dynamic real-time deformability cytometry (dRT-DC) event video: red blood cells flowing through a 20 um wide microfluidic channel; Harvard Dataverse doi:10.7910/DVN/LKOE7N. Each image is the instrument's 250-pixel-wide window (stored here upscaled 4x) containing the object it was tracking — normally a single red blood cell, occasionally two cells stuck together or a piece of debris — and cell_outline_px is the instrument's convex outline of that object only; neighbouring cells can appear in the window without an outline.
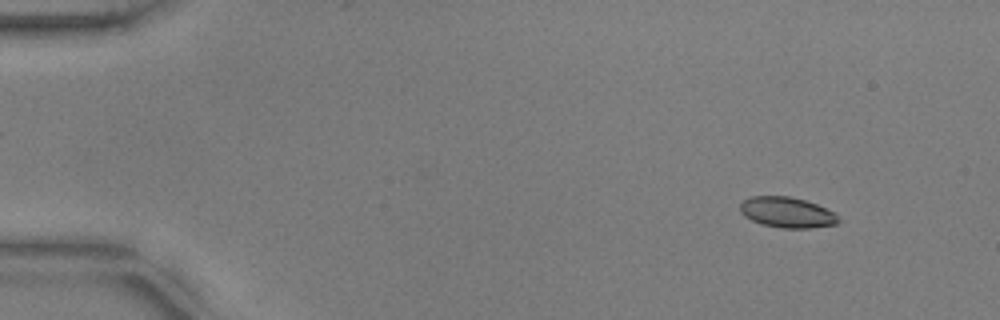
{"species": "common noctule bat (a hibernating species)", "species_latin": "Nyctalus noctula", "temperature_condition": "warm", "stored_images_in_passage": 13, "camera_frame_rate_fps": 3000, "um_per_image_px": 0.085, "animal": {"sex": "male", "body_mass_g": 17.9, "forearm_length_mm": 54.2}, "frame": {"image": 1, "passage_image": 3, "time_ms": 0.667, "image_size_px": [1000, 320], "cell_outline_px": [[840, 220], [836, 224], [812, 228], [780, 228], [760, 224], [744, 216], [740, 212], [740, 204], [744, 200], [752, 196], [788, 196], [804, 200], [816, 204], [836, 212]], "centroid_in_image_um": [66.91, 18.06], "position_along_channel_um": 18.1, "area_um2": 17.63}}